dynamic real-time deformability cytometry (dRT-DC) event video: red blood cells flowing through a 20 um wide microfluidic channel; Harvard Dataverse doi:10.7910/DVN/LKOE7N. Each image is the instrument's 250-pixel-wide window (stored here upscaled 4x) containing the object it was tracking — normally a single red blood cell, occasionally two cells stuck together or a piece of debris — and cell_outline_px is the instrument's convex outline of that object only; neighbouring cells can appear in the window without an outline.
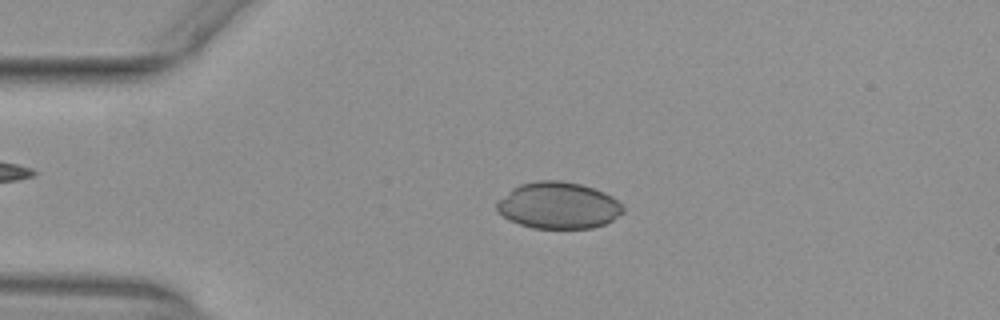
{"species": "common noctule bat (a hibernating species)", "species_latin": "Nyctalus noctula", "temperature_condition": "warm", "stored_images_in_passage": 42, "camera_frame_rate_fps": 3000, "um_per_image_px": 0.085, "animal": {"sex": "female", "body_mass_g": 29.2, "forearm_length_mm": 56.3}, "frame": {"image": 1, "passage_image": 2, "time_ms": 0.333, "image_size_px": [1000, 320], "cell_outline_px": [[624, 212], [612, 220], [604, 224], [592, 228], [532, 228], [508, 220], [496, 212], [496, 204], [512, 188], [520, 184], [536, 180], [560, 180], [580, 184], [604, 192], [612, 196], [624, 208]], "centroid_in_image_um": [47.44, 17.46], "position_along_channel_um": 37.6, "area_um2": 34.28}}
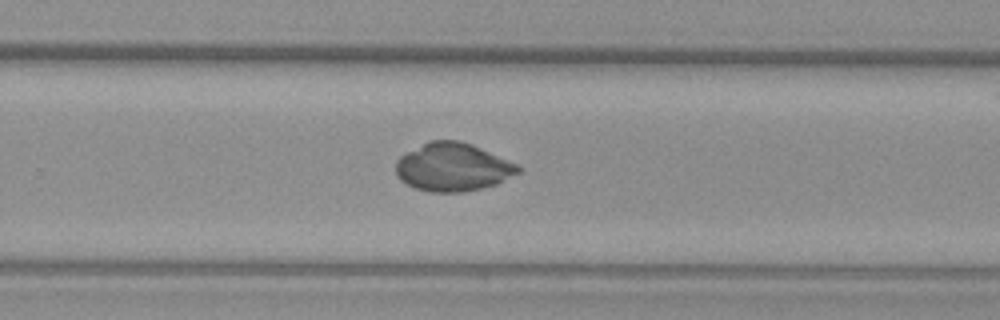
{"frame": {"image": 2, "passage_image": 24, "time_ms": 7.667, "image_size_px": [1000, 320], "cell_outline_px": [[520, 172], [496, 184], [484, 188], [464, 192], [428, 192], [404, 184], [396, 176], [396, 160], [400, 156], [428, 140], [460, 140], [472, 144], [516, 164], [520, 168]], "centroid_in_image_um": [38.45, 14.21], "position_along_channel_um": 291.4, "area_um2": 34.45}}
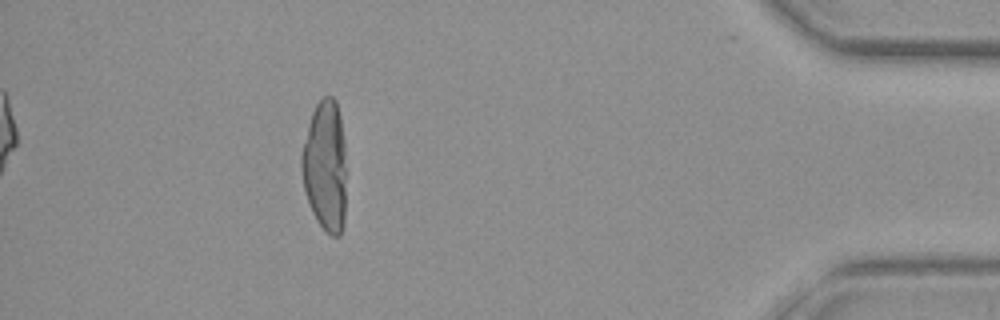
{"frame": {"image": 3, "passage_image": 37, "time_ms": 12.0, "image_size_px": [1000, 320], "cell_outline_px": [[344, 224], [340, 236], [332, 236], [316, 220], [312, 212], [304, 188], [300, 164], [300, 156], [308, 124], [312, 112], [316, 104], [324, 96], [332, 96], [336, 100], [340, 116], [344, 140]], "centroid_in_image_um": [27.62, 14.08], "position_along_channel_um": 407.6, "area_um2": 33.93}}